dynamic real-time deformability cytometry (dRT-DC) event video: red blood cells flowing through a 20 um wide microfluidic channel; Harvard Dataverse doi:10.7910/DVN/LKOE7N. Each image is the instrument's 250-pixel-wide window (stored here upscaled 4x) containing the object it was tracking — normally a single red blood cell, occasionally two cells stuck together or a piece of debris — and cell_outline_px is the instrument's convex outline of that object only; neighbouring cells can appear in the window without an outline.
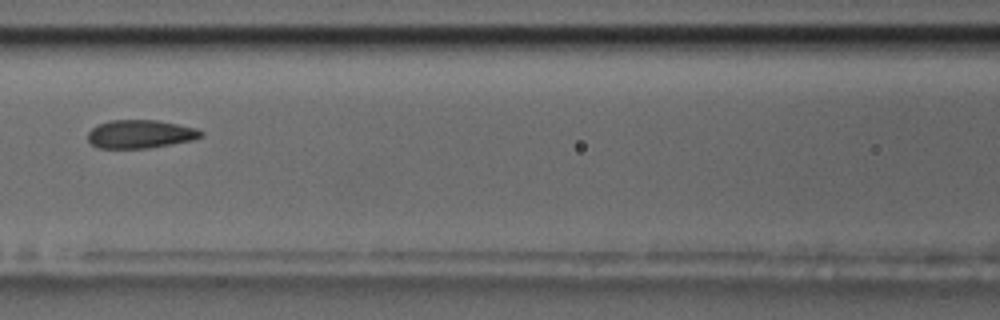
{"species": "common noctule bat (a hibernating species)", "species_latin": "Nyctalus noctula", "temperature_condition": "room temperature", "stored_images_in_passage": 15, "camera_frame_rate_fps": 3000, "um_per_image_px": 0.085, "animal": {"sex": "male", "body_mass_g": 17.5, "forearm_length_mm": 52.3}, "frame": {"image": 1, "passage_image": 7, "time_ms": 7.667, "image_size_px": [1000, 320], "cell_outline_px": [[204, 136], [192, 140], [172, 144], [148, 148], [96, 148], [88, 140], [88, 132], [92, 128], [108, 120], [156, 120], [196, 128], [204, 132]], "centroid_in_image_um": [11.93, 11.4], "position_along_channel_um": 154.7, "area_um2": 18.67}}
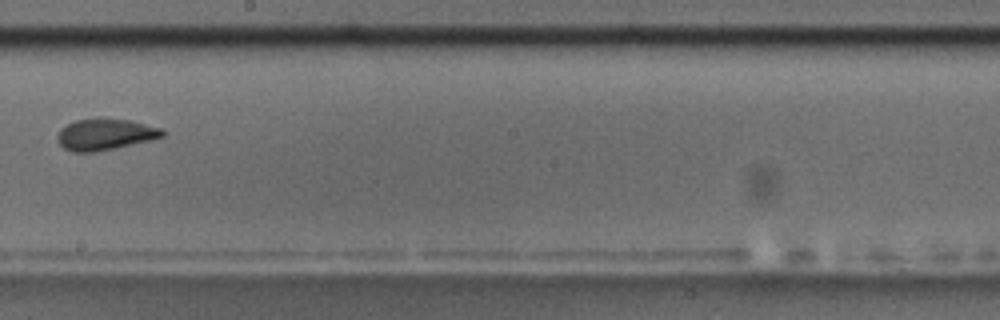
{"frame": {"image": 2, "passage_image": 9, "time_ms": 10.0, "image_size_px": [1000, 320], "cell_outline_px": [[164, 136], [152, 140], [96, 152], [72, 152], [64, 148], [56, 140], [56, 136], [60, 128], [76, 120], [128, 120], [164, 128]], "centroid_in_image_um": [8.94, 11.45], "position_along_channel_um": 239.3, "area_um2": 18.9}}